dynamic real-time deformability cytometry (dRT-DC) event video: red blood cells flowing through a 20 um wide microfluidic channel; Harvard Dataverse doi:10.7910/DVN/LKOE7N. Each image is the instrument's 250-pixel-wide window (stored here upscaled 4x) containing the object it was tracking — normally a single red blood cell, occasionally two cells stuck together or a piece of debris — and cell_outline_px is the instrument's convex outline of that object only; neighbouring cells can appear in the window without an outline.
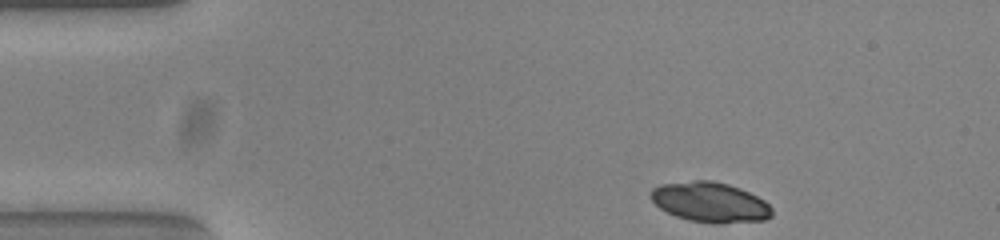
{"species": "common noctule bat (a hibernating species)", "species_latin": "Nyctalus noctula", "temperature_condition": "warm", "stored_images_in_passage": 47, "camera_frame_rate_fps": 3000, "um_per_image_px": 0.085, "animal": {"sex": "female", "body_mass_g": 23.0, "forearm_length_mm": 53.4}, "frame": {"image": 1, "passage_image": 1, "time_ms": 0.0, "image_size_px": [1000, 240], "cell_outline_px": [[772, 216], [764, 220], [720, 224], [716, 224], [688, 220], [676, 216], [660, 208], [648, 196], [652, 188], [660, 184], [696, 180], [712, 180], [728, 184], [740, 188], [764, 200], [772, 208]], "centroid_in_image_um": [60.35, 17.19], "position_along_channel_um": 24.7, "area_um2": 28.44}}
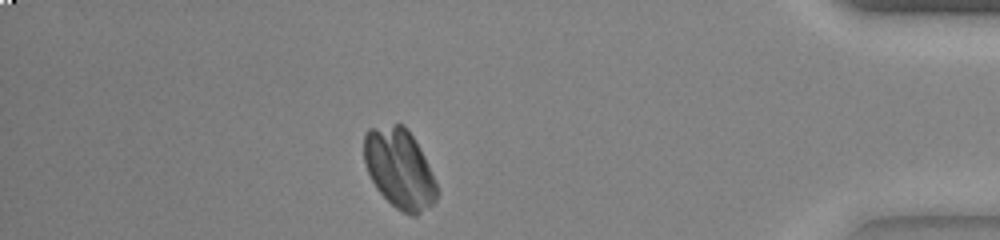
{"frame": {"image": 2, "passage_image": 40, "time_ms": 13.0, "image_size_px": [1000, 240], "cell_outline_px": [[436, 200], [432, 204], [416, 216], [408, 216], [396, 208], [376, 188], [368, 172], [364, 160], [364, 136], [368, 128], [396, 124], [404, 124], [412, 136], [436, 184]], "centroid_in_image_um": [33.91, 14.34], "position_along_channel_um": 401.3, "area_um2": 33.06}}